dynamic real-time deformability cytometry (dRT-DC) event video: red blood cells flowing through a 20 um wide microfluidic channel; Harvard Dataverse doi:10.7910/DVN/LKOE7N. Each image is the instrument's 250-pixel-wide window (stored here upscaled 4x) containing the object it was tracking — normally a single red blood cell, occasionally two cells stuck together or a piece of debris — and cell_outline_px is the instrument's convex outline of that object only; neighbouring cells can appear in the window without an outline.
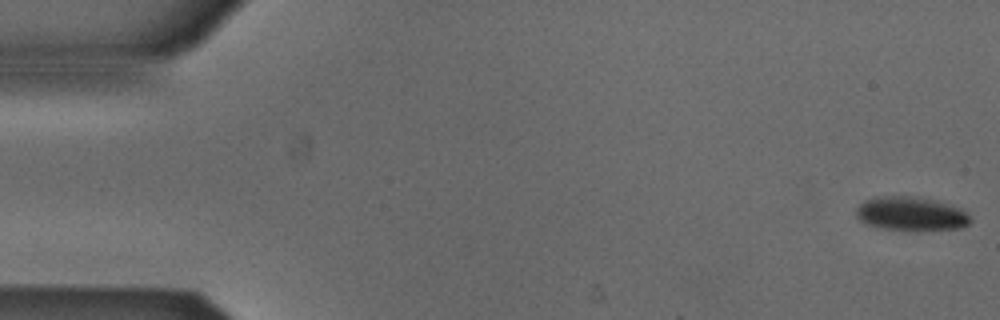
{"species": "Egyptian fruit bat (a non-hibernating species)", "species_latin": "Rousettus aegyptiacus", "temperature_condition": "cold", "stored_images_in_passage": 5, "camera_frame_rate_fps": 3000, "um_per_image_px": 0.085, "animal": {"sex": "male"}, "frame": {"image": 1, "passage_image": 1, "time_ms": 0.0, "image_size_px": [1000, 320], "cell_outline_px": [[972, 220], [968, 224], [960, 228], [884, 228], [864, 224], [856, 216], [856, 208], [864, 200], [876, 196], [908, 196], [936, 200], [952, 204], [964, 208], [972, 216]], "centroid_in_image_um": [77.46, 18.12], "position_along_channel_um": 7.5, "area_um2": 22.25}}